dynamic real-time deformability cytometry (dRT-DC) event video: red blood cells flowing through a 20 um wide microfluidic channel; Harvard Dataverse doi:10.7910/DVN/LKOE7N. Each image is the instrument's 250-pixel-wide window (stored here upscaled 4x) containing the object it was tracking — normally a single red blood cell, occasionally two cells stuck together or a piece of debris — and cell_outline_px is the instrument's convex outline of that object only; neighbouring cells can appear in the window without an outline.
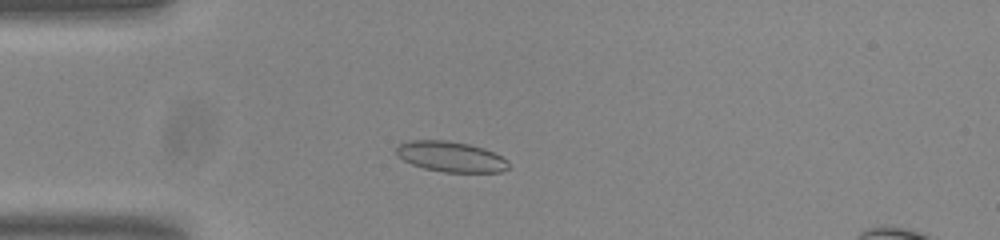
{"species": "common noctule bat (a hibernating species)", "species_latin": "Nyctalus noctula", "temperature_condition": "room temperature", "stored_images_in_passage": 50, "camera_frame_rate_fps": 3000, "um_per_image_px": 0.085, "animal": {"sex": "male", "body_mass_g": 20.0, "forearm_length_mm": 53.3}, "frame": {"image": 1, "passage_image": 10, "time_ms": 3.0, "image_size_px": [1000, 240], "cell_outline_px": [[508, 168], [500, 172], [444, 172], [424, 168], [412, 164], [404, 160], [396, 152], [396, 144], [408, 140], [444, 140], [468, 144], [484, 148], [508, 160]], "centroid_in_image_um": [38.29, 13.31], "position_along_channel_um": 46.7, "area_um2": 19.83}}
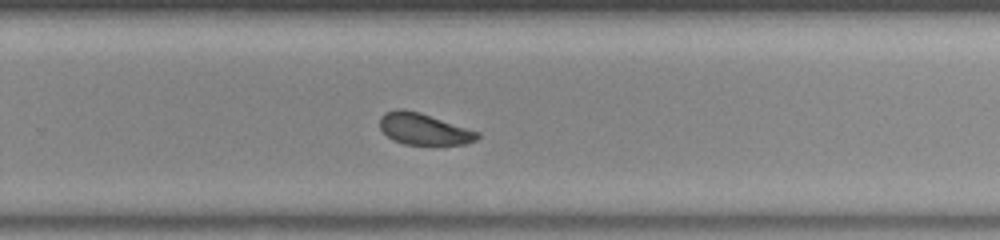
{"frame": {"image": 2, "passage_image": 31, "time_ms": 10.0, "image_size_px": [1000, 240], "cell_outline_px": [[480, 136], [476, 140], [464, 144], [404, 144], [392, 140], [380, 128], [380, 116], [384, 112], [396, 108], [404, 108], [420, 112], [480, 132]], "centroid_in_image_um": [36.0, 10.95], "position_along_channel_um": 293.8, "area_um2": 17.98}}
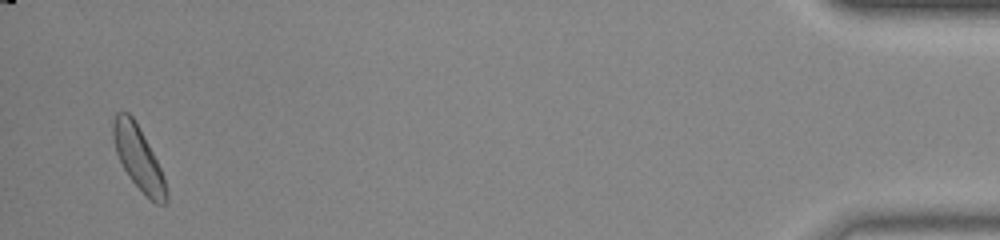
{"frame": {"image": 3, "passage_image": 48, "time_ms": 15.667, "image_size_px": [1000, 240], "cell_outline_px": [[168, 200], [164, 204], [156, 204], [128, 176], [116, 152], [112, 136], [112, 120], [116, 112], [128, 112], [132, 116], [152, 152], [164, 176], [168, 192]], "centroid_in_image_um": [11.75, 13.42], "position_along_channel_um": 423.4, "area_um2": 19.19}}